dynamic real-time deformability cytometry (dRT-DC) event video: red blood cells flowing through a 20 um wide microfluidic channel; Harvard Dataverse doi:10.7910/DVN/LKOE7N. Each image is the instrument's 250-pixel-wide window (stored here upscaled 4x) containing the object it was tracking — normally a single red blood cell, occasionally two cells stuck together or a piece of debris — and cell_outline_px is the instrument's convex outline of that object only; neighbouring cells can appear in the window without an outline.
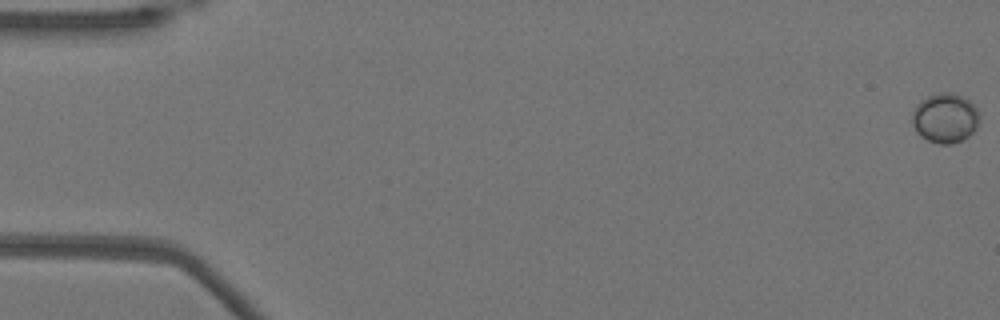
{"species": "Egyptian fruit bat (a non-hibernating species)", "species_latin": "Rousettus aegyptiacus", "temperature_condition": "warm", "stored_images_in_passage": 53, "camera_frame_rate_fps": 3000, "um_per_image_px": 0.085, "animal": {"sex": "female"}, "frame": {"image": 1, "passage_image": 1, "time_ms": 0.0, "image_size_px": [1000, 320], "cell_outline_px": [[980, 124], [968, 136], [952, 144], [940, 144], [928, 140], [920, 136], [916, 132], [912, 124], [912, 112], [920, 100], [928, 96], [940, 92], [952, 92], [964, 96], [976, 108], [980, 116]], "centroid_in_image_um": [80.33, 10.02], "position_along_channel_um": 4.7, "area_um2": 19.65}}
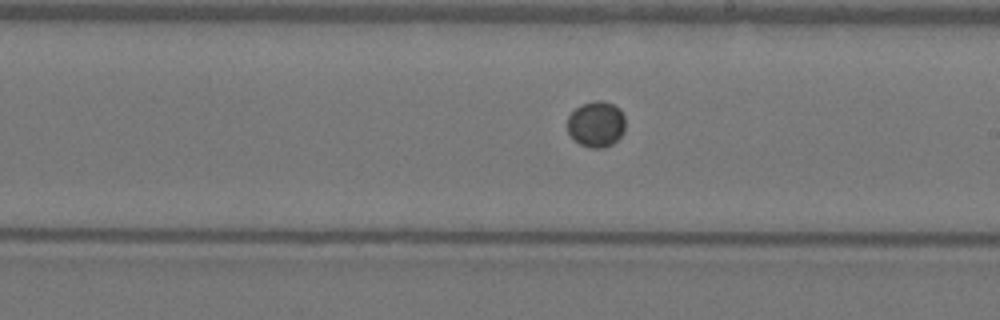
{"frame": {"image": 2, "passage_image": 31, "time_ms": 10.0, "image_size_px": [1000, 320], "cell_outline_px": [[624, 132], [612, 144], [604, 148], [588, 148], [580, 144], [568, 132], [568, 116], [576, 108], [584, 104], [596, 100], [604, 100], [620, 108], [624, 116]], "centroid_in_image_um": [50.69, 10.55], "position_along_channel_um": 238.3, "area_um2": 15.43}}
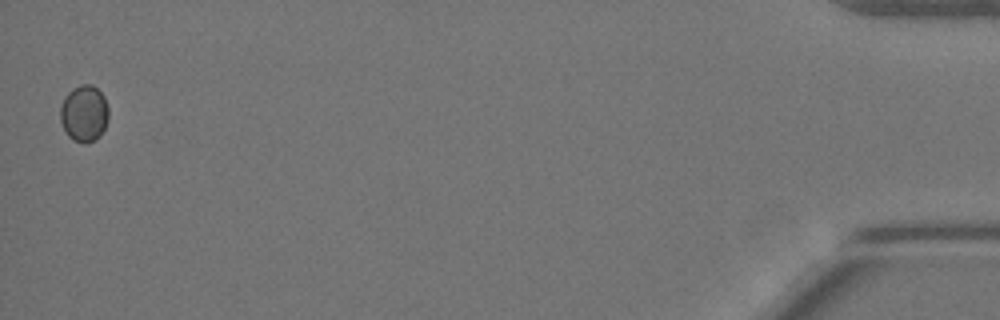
{"frame": {"image": 3, "passage_image": 53, "time_ms": 17.333, "image_size_px": [1000, 320], "cell_outline_px": [[108, 120], [100, 136], [96, 140], [84, 144], [72, 140], [68, 136], [60, 120], [60, 108], [64, 96], [72, 88], [80, 84], [92, 84], [104, 96], [108, 108]], "centroid_in_image_um": [7.14, 9.65], "position_along_channel_um": 428.1, "area_um2": 16.13}}